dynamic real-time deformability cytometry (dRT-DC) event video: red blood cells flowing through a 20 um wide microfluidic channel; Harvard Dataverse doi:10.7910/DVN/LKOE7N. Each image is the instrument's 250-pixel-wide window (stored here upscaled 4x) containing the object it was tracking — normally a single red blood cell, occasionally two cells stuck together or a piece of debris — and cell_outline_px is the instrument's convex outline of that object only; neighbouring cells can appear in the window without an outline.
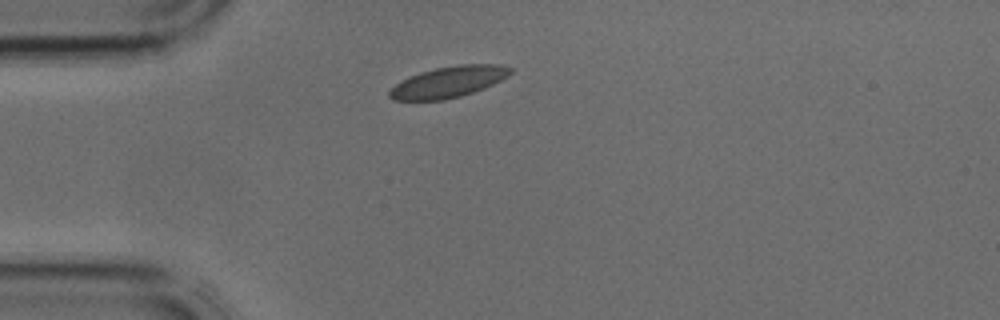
{"species": "common noctule bat (a hibernating species)", "species_latin": "Nyctalus noctula", "temperature_condition": "cold", "stored_images_in_passage": 2, "camera_frame_rate_fps": 3000, "um_per_image_px": 0.085, "animal": {"sex": "male", "body_mass_g": 17.9, "forearm_length_mm": 54.2}, "frame": {"image": 1, "passage_image": 2, "time_ms": 0.333, "image_size_px": [1000, 320], "cell_outline_px": [[512, 72], [508, 76], [484, 88], [460, 96], [444, 100], [392, 100], [388, 96], [388, 92], [396, 84], [420, 72], [436, 68], [460, 64], [500, 64], [512, 68]], "centroid_in_image_um": [38.14, 6.96], "position_along_channel_um": 46.9, "area_um2": 21.68}}